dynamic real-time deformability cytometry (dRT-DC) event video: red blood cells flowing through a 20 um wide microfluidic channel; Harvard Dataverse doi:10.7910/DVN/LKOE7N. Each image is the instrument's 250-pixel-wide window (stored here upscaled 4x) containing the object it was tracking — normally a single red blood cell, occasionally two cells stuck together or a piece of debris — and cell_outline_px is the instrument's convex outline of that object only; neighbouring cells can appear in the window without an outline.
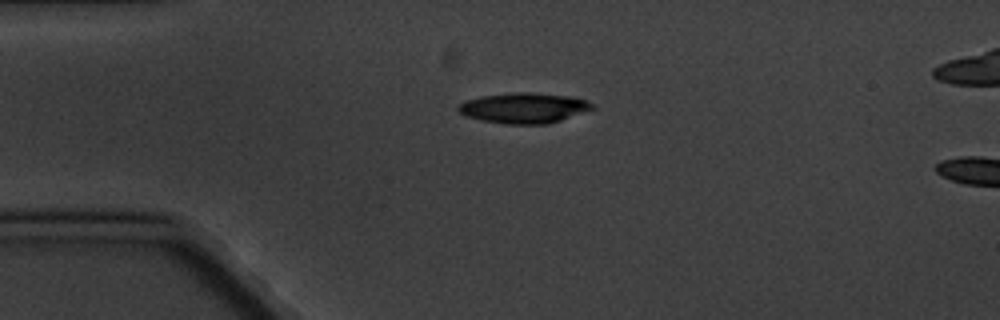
{"species": "common noctule bat (a hibernating species)", "species_latin": "Nyctalus noctula", "temperature_condition": "cold", "stored_images_in_passage": 3, "camera_frame_rate_fps": 3000, "um_per_image_px": 0.085, "animal": {"sex": "male", "body_mass_g": 20.1, "forearm_length_mm": 53.5}, "frame": {"image": 1, "passage_image": 1, "time_ms": 0.0, "image_size_px": [1000, 320], "cell_outline_px": [[596, 108], [548, 124], [504, 124], [480, 120], [464, 116], [456, 108], [456, 104], [464, 100], [480, 96], [520, 92], [532, 92], [572, 96], [584, 100], [592, 104]], "centroid_in_image_um": [44.47, 9.17], "position_along_channel_um": 40.5, "area_um2": 23.93}}